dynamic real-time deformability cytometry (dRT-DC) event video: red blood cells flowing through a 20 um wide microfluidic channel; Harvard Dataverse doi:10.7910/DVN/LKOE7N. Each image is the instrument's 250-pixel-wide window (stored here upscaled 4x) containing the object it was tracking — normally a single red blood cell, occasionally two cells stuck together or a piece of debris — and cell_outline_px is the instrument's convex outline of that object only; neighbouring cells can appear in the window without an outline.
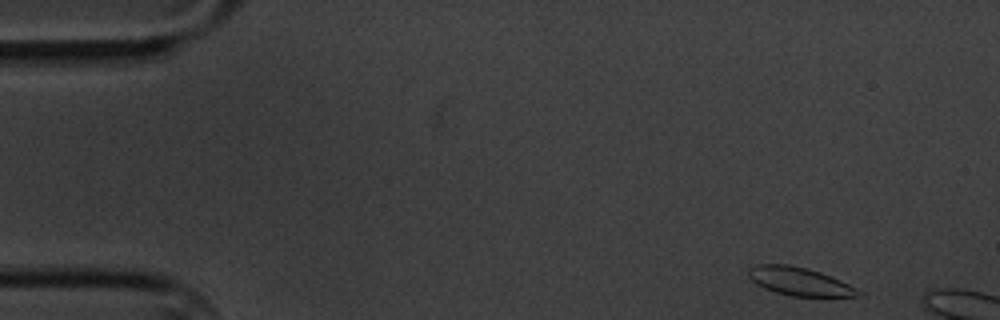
{"species": "common noctule bat (a hibernating species)", "species_latin": "Nyctalus noctula", "temperature_condition": "cold", "stored_images_in_passage": 2, "camera_frame_rate_fps": 3000, "um_per_image_px": 0.085, "animal": {"sex": "male", "body_mass_g": 20.1, "forearm_length_mm": 53.5}, "frame": {"image": 1, "passage_image": 1, "time_ms": 0.0, "image_size_px": [1000, 320], "cell_outline_px": [[864, 296], [792, 296], [776, 292], [764, 288], [756, 284], [748, 276], [748, 268], [756, 264], [788, 264], [820, 272], [840, 280], [864, 292]], "centroid_in_image_um": [67.95, 23.92], "position_along_channel_um": 17.0, "area_um2": 17.98}}